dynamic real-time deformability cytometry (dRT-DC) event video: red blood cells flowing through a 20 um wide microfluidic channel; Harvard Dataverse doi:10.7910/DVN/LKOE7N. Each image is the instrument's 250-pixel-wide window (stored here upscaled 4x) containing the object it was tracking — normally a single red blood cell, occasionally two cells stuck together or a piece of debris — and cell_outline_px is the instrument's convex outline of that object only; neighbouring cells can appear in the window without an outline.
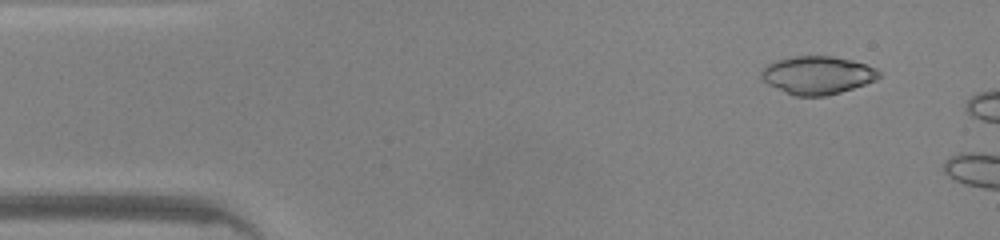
{"species": "common noctule bat (a hibernating species)", "species_latin": "Nyctalus noctula", "temperature_condition": "warm", "stored_images_in_passage": 7, "camera_frame_rate_fps": 3000, "um_per_image_px": 0.085, "animal": {"sex": "male", "body_mass_g": 20.0, "forearm_length_mm": 53.3}, "frame": {"image": 1, "passage_image": 4, "time_ms": 1.0, "image_size_px": [1000, 240], "cell_outline_px": [[880, 76], [876, 80], [840, 92], [824, 96], [796, 96], [768, 84], [760, 76], [760, 72], [768, 64], [776, 60], [792, 56], [832, 56], [852, 60], [876, 68], [880, 72]], "centroid_in_image_um": [69.48, 6.38], "position_along_channel_um": 15.5, "area_um2": 25.84}}